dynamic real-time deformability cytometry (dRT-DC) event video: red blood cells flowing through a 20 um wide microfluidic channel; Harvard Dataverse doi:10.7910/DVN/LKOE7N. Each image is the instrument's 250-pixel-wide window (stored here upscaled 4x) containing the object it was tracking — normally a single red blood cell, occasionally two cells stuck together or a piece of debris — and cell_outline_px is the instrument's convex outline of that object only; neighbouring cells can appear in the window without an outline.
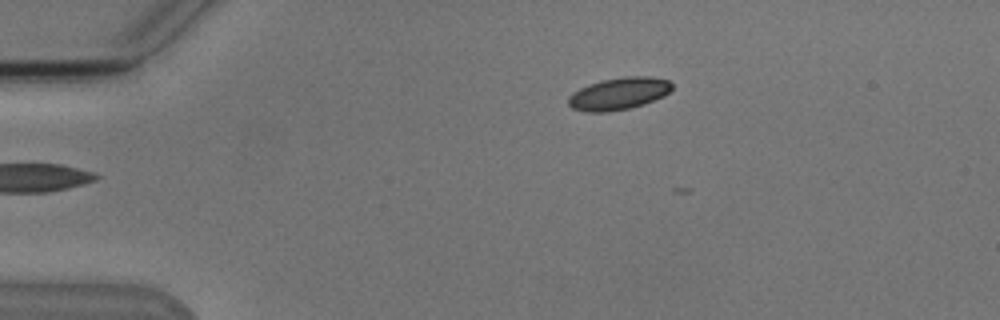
{"species": "Egyptian fruit bat (a non-hibernating species)", "species_latin": "Rousettus aegyptiacus", "temperature_condition": "cold", "stored_images_in_passage": 3, "camera_frame_rate_fps": 3000, "um_per_image_px": 0.085, "animal": {"sex": "male"}, "frame": {"image": 1, "passage_image": 1, "time_ms": 0.0, "image_size_px": [1000, 320], "cell_outline_px": [[672, 88], [664, 96], [644, 104], [628, 108], [608, 112], [588, 112], [572, 108], [568, 104], [568, 96], [572, 92], [588, 84], [604, 80], [624, 76], [648, 76], [668, 80], [672, 84]], "centroid_in_image_um": [52.58, 7.96], "position_along_channel_um": 32.4, "area_um2": 19.42}}